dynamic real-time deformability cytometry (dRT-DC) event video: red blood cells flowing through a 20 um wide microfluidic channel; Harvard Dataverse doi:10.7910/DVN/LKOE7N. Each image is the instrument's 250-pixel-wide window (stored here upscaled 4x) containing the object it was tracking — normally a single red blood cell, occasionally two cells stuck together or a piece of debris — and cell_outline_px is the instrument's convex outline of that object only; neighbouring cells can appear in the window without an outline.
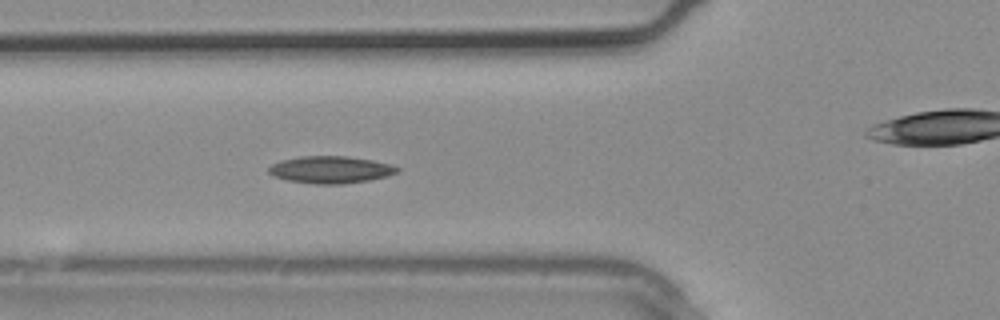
{"species": "common noctule bat (a hibernating species)", "species_latin": "Nyctalus noctula", "temperature_condition": "warm", "stored_images_in_passage": 11, "segment_of_instrument_passage": [1, 2], "camera_frame_rate_fps": 3000, "um_per_image_px": 0.085, "animal": {"sex": "male", "body_mass_g": 20.4}, "frame": {"image": 1, "passage_image": 10, "time_ms": 3.0, "image_size_px": [1000, 320], "cell_outline_px": [[400, 168], [396, 172], [388, 176], [368, 180], [340, 184], [316, 184], [288, 180], [272, 176], [268, 172], [268, 168], [272, 164], [280, 160], [300, 156], [348, 156], [372, 160], [392, 164]], "centroid_in_image_um": [28.08, 14.41], "position_along_channel_um": 97.7, "area_um2": 20.35}}